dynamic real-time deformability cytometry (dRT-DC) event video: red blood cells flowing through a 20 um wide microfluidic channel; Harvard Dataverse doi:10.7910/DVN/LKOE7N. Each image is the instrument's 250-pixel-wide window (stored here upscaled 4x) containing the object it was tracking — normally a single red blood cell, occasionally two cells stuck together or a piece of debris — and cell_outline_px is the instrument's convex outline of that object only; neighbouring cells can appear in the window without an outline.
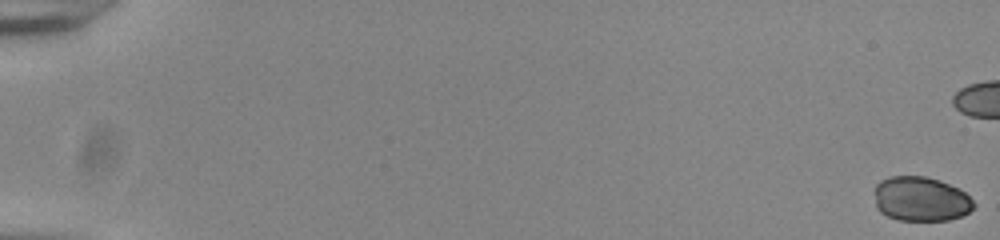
{"species": "common noctule bat (a hibernating species)", "species_latin": "Nyctalus noctula", "temperature_condition": "room temperature", "stored_images_in_passage": 46, "camera_frame_rate_fps": 3000, "um_per_image_px": 0.085, "animal": {"sex": "male", "body_mass_g": 20.0, "forearm_length_mm": 53.3}, "frame": {"image": 1, "passage_image": 1, "time_ms": 0.0, "image_size_px": [1000, 240], "cell_outline_px": [[976, 204], [968, 212], [960, 216], [948, 220], [900, 220], [888, 216], [880, 212], [876, 208], [876, 184], [880, 180], [888, 176], [924, 176], [940, 180], [960, 188]], "centroid_in_image_um": [78.27, 16.9], "position_along_channel_um": 6.7, "area_um2": 25.78}}
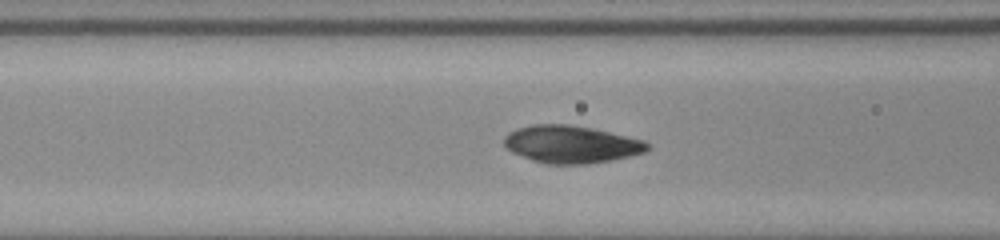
{"frame": {"image": 2, "passage_image": 25, "time_ms": 8.0, "image_size_px": [1000, 240], "cell_outline_px": [[652, 148], [644, 152], [612, 160], [588, 164], [544, 164], [532, 160], [512, 152], [504, 144], [504, 136], [508, 132], [516, 128], [532, 124], [568, 124], [592, 128], [644, 140], [652, 144]], "centroid_in_image_um": [48.56, 12.26], "position_along_channel_um": 118.0, "area_um2": 31.5}}
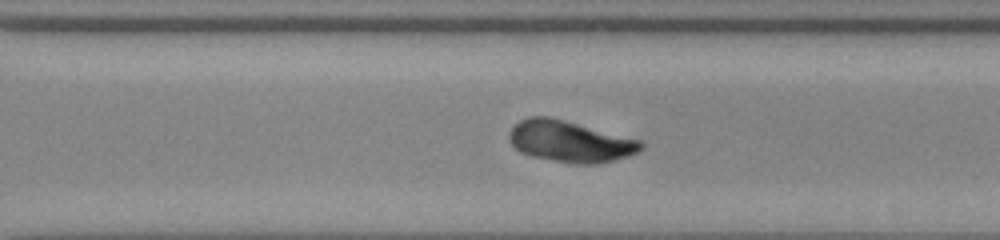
{"frame": {"image": 3, "passage_image": 41, "time_ms": 13.333, "image_size_px": [1000, 240], "cell_outline_px": [[644, 148], [628, 156], [596, 164], [572, 164], [532, 156], [520, 152], [508, 140], [508, 132], [520, 120], [528, 116], [548, 116], [564, 120], [640, 140], [644, 144]], "centroid_in_image_um": [48.42, 12.02], "position_along_channel_um": 322.2, "area_um2": 31.62}}